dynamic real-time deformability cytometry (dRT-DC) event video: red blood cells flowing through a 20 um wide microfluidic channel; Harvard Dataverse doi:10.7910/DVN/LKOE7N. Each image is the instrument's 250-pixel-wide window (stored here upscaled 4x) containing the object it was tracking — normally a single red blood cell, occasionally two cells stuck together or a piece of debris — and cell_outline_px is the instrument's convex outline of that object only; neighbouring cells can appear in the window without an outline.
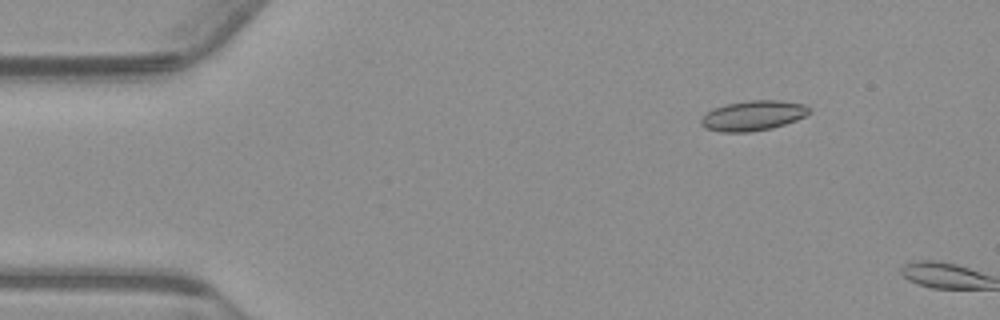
{"species": "common noctule bat (a hibernating species)", "species_latin": "Nyctalus noctula", "temperature_condition": "warm", "stored_images_in_passage": 9, "camera_frame_rate_fps": 3000, "um_per_image_px": 0.085, "animal": {"sex": "male", "body_mass_g": 23.1, "forearm_length_mm": 52.7}, "frame": {"image": 1, "passage_image": 7, "time_ms": 2.0, "image_size_px": [1000, 320], "cell_outline_px": [[812, 112], [796, 120], [772, 128], [752, 132], [720, 132], [704, 128], [700, 124], [700, 120], [712, 108], [728, 104], [748, 100], [780, 100], [804, 104]], "centroid_in_image_um": [64.0, 9.83], "position_along_channel_um": 21.0, "area_um2": 18.96}}